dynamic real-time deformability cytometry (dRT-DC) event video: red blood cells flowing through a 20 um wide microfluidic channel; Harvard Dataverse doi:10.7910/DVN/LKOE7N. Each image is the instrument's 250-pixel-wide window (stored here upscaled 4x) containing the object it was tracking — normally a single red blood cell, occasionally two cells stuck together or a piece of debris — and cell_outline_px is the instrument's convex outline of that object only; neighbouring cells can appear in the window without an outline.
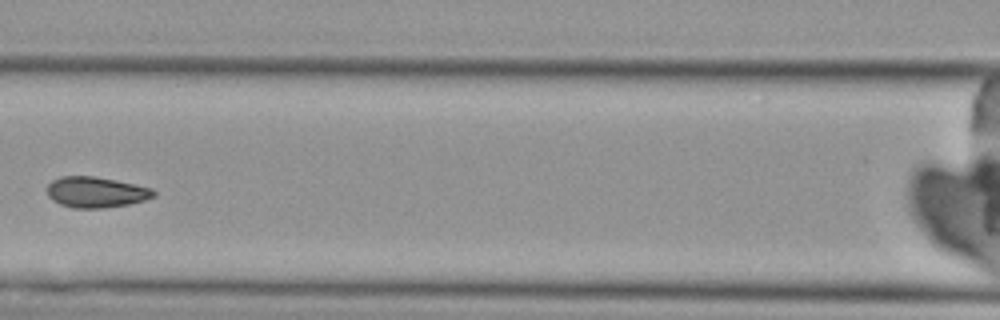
{"species": "Egyptian fruit bat (a non-hibernating species)", "species_latin": "Rousettus aegyptiacus", "temperature_condition": "cold", "stored_images_in_passage": 4, "camera_frame_rate_fps": 3000, "um_per_image_px": 0.085, "animal": {"sex": "female"}, "frame": {"image": 1, "passage_image": 3, "time_ms": 2.333, "image_size_px": [1000, 320], "cell_outline_px": [[156, 196], [144, 200], [128, 204], [104, 208], [72, 208], [60, 204], [52, 200], [48, 196], [48, 184], [52, 180], [60, 176], [96, 176], [136, 184], [152, 188], [156, 192]], "centroid_in_image_um": [8.17, 16.33], "position_along_channel_um": 158.4, "area_um2": 19.25}}
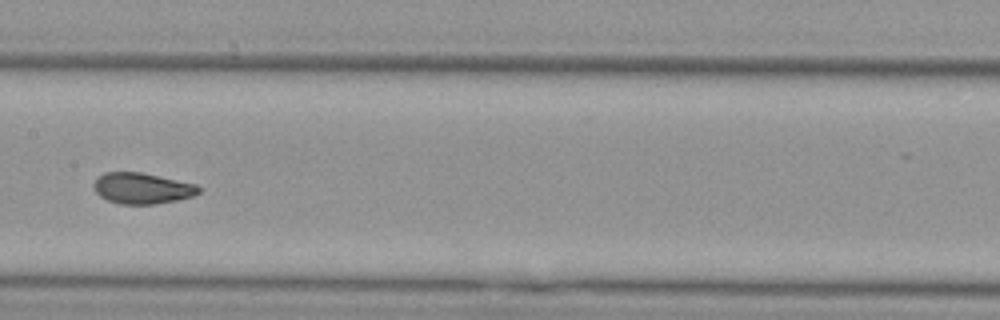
{"frame": {"image": 2, "passage_image": 4, "time_ms": 3.333, "image_size_px": [1000, 320], "cell_outline_px": [[200, 192], [192, 196], [176, 200], [156, 204], [120, 204], [108, 200], [100, 196], [96, 192], [92, 184], [104, 172], [140, 172], [196, 184], [200, 188]], "centroid_in_image_um": [12.07, 16.01], "position_along_channel_um": 195.3, "area_um2": 18.79}}